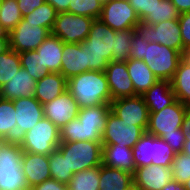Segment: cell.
Instances as JSON below:
<instances>
[{
  "label": "cell",
  "mask_w": 190,
  "mask_h": 190,
  "mask_svg": "<svg viewBox=\"0 0 190 190\" xmlns=\"http://www.w3.org/2000/svg\"><path fill=\"white\" fill-rule=\"evenodd\" d=\"M17 2L22 17H25L28 13L33 12L35 8L41 6L45 0H17Z\"/></svg>",
  "instance_id": "obj_46"
},
{
  "label": "cell",
  "mask_w": 190,
  "mask_h": 190,
  "mask_svg": "<svg viewBox=\"0 0 190 190\" xmlns=\"http://www.w3.org/2000/svg\"><path fill=\"white\" fill-rule=\"evenodd\" d=\"M18 142L23 152L49 156L61 143L60 129L52 121L43 117L33 128L23 134Z\"/></svg>",
  "instance_id": "obj_5"
},
{
  "label": "cell",
  "mask_w": 190,
  "mask_h": 190,
  "mask_svg": "<svg viewBox=\"0 0 190 190\" xmlns=\"http://www.w3.org/2000/svg\"><path fill=\"white\" fill-rule=\"evenodd\" d=\"M67 186L68 190H99V166L75 173Z\"/></svg>",
  "instance_id": "obj_31"
},
{
  "label": "cell",
  "mask_w": 190,
  "mask_h": 190,
  "mask_svg": "<svg viewBox=\"0 0 190 190\" xmlns=\"http://www.w3.org/2000/svg\"><path fill=\"white\" fill-rule=\"evenodd\" d=\"M19 57L21 67H23L36 81L49 73L42 66V60L36 50L19 53Z\"/></svg>",
  "instance_id": "obj_40"
},
{
  "label": "cell",
  "mask_w": 190,
  "mask_h": 190,
  "mask_svg": "<svg viewBox=\"0 0 190 190\" xmlns=\"http://www.w3.org/2000/svg\"><path fill=\"white\" fill-rule=\"evenodd\" d=\"M179 15L180 13L171 0H160L158 1L153 12L147 14L140 23L155 25L159 22L167 20H178Z\"/></svg>",
  "instance_id": "obj_32"
},
{
  "label": "cell",
  "mask_w": 190,
  "mask_h": 190,
  "mask_svg": "<svg viewBox=\"0 0 190 190\" xmlns=\"http://www.w3.org/2000/svg\"><path fill=\"white\" fill-rule=\"evenodd\" d=\"M186 190H190V178L184 183Z\"/></svg>",
  "instance_id": "obj_56"
},
{
  "label": "cell",
  "mask_w": 190,
  "mask_h": 190,
  "mask_svg": "<svg viewBox=\"0 0 190 190\" xmlns=\"http://www.w3.org/2000/svg\"><path fill=\"white\" fill-rule=\"evenodd\" d=\"M129 77L132 81L135 95H143L158 78L143 60L128 59L126 61Z\"/></svg>",
  "instance_id": "obj_25"
},
{
  "label": "cell",
  "mask_w": 190,
  "mask_h": 190,
  "mask_svg": "<svg viewBox=\"0 0 190 190\" xmlns=\"http://www.w3.org/2000/svg\"><path fill=\"white\" fill-rule=\"evenodd\" d=\"M9 32L0 23V39H8Z\"/></svg>",
  "instance_id": "obj_54"
},
{
  "label": "cell",
  "mask_w": 190,
  "mask_h": 190,
  "mask_svg": "<svg viewBox=\"0 0 190 190\" xmlns=\"http://www.w3.org/2000/svg\"><path fill=\"white\" fill-rule=\"evenodd\" d=\"M22 170L29 187L50 179L49 156L23 152Z\"/></svg>",
  "instance_id": "obj_20"
},
{
  "label": "cell",
  "mask_w": 190,
  "mask_h": 190,
  "mask_svg": "<svg viewBox=\"0 0 190 190\" xmlns=\"http://www.w3.org/2000/svg\"><path fill=\"white\" fill-rule=\"evenodd\" d=\"M135 168L150 166L152 162V134L145 132L132 148Z\"/></svg>",
  "instance_id": "obj_36"
},
{
  "label": "cell",
  "mask_w": 190,
  "mask_h": 190,
  "mask_svg": "<svg viewBox=\"0 0 190 190\" xmlns=\"http://www.w3.org/2000/svg\"><path fill=\"white\" fill-rule=\"evenodd\" d=\"M104 72L111 93V101L135 96V90L128 74L126 62L111 61Z\"/></svg>",
  "instance_id": "obj_16"
},
{
  "label": "cell",
  "mask_w": 190,
  "mask_h": 190,
  "mask_svg": "<svg viewBox=\"0 0 190 190\" xmlns=\"http://www.w3.org/2000/svg\"><path fill=\"white\" fill-rule=\"evenodd\" d=\"M172 179V168L159 165L138 167L133 173V183L141 190H161Z\"/></svg>",
  "instance_id": "obj_17"
},
{
  "label": "cell",
  "mask_w": 190,
  "mask_h": 190,
  "mask_svg": "<svg viewBox=\"0 0 190 190\" xmlns=\"http://www.w3.org/2000/svg\"><path fill=\"white\" fill-rule=\"evenodd\" d=\"M21 68L19 53L10 47L0 54V88Z\"/></svg>",
  "instance_id": "obj_34"
},
{
  "label": "cell",
  "mask_w": 190,
  "mask_h": 190,
  "mask_svg": "<svg viewBox=\"0 0 190 190\" xmlns=\"http://www.w3.org/2000/svg\"><path fill=\"white\" fill-rule=\"evenodd\" d=\"M9 48L8 39H0V54Z\"/></svg>",
  "instance_id": "obj_53"
},
{
  "label": "cell",
  "mask_w": 190,
  "mask_h": 190,
  "mask_svg": "<svg viewBox=\"0 0 190 190\" xmlns=\"http://www.w3.org/2000/svg\"><path fill=\"white\" fill-rule=\"evenodd\" d=\"M172 3L175 5L178 12L185 13L190 12V0H171Z\"/></svg>",
  "instance_id": "obj_49"
},
{
  "label": "cell",
  "mask_w": 190,
  "mask_h": 190,
  "mask_svg": "<svg viewBox=\"0 0 190 190\" xmlns=\"http://www.w3.org/2000/svg\"><path fill=\"white\" fill-rule=\"evenodd\" d=\"M171 168L173 180L184 184L190 178V156L176 153Z\"/></svg>",
  "instance_id": "obj_42"
},
{
  "label": "cell",
  "mask_w": 190,
  "mask_h": 190,
  "mask_svg": "<svg viewBox=\"0 0 190 190\" xmlns=\"http://www.w3.org/2000/svg\"><path fill=\"white\" fill-rule=\"evenodd\" d=\"M67 90L79 109L110 104L111 93L104 71H86L67 80Z\"/></svg>",
  "instance_id": "obj_2"
},
{
  "label": "cell",
  "mask_w": 190,
  "mask_h": 190,
  "mask_svg": "<svg viewBox=\"0 0 190 190\" xmlns=\"http://www.w3.org/2000/svg\"><path fill=\"white\" fill-rule=\"evenodd\" d=\"M23 150L18 141H0V190L27 187L22 170Z\"/></svg>",
  "instance_id": "obj_4"
},
{
  "label": "cell",
  "mask_w": 190,
  "mask_h": 190,
  "mask_svg": "<svg viewBox=\"0 0 190 190\" xmlns=\"http://www.w3.org/2000/svg\"><path fill=\"white\" fill-rule=\"evenodd\" d=\"M58 149L66 155L68 172L73 174L102 164L101 141L61 142Z\"/></svg>",
  "instance_id": "obj_6"
},
{
  "label": "cell",
  "mask_w": 190,
  "mask_h": 190,
  "mask_svg": "<svg viewBox=\"0 0 190 190\" xmlns=\"http://www.w3.org/2000/svg\"><path fill=\"white\" fill-rule=\"evenodd\" d=\"M171 88L176 99L183 104H190V55L184 56L171 79Z\"/></svg>",
  "instance_id": "obj_28"
},
{
  "label": "cell",
  "mask_w": 190,
  "mask_h": 190,
  "mask_svg": "<svg viewBox=\"0 0 190 190\" xmlns=\"http://www.w3.org/2000/svg\"><path fill=\"white\" fill-rule=\"evenodd\" d=\"M142 97L148 107L149 113L159 112L177 100L171 88V82L167 80H158Z\"/></svg>",
  "instance_id": "obj_22"
},
{
  "label": "cell",
  "mask_w": 190,
  "mask_h": 190,
  "mask_svg": "<svg viewBox=\"0 0 190 190\" xmlns=\"http://www.w3.org/2000/svg\"><path fill=\"white\" fill-rule=\"evenodd\" d=\"M16 118V141L44 117L43 105L35 98L13 100Z\"/></svg>",
  "instance_id": "obj_14"
},
{
  "label": "cell",
  "mask_w": 190,
  "mask_h": 190,
  "mask_svg": "<svg viewBox=\"0 0 190 190\" xmlns=\"http://www.w3.org/2000/svg\"><path fill=\"white\" fill-rule=\"evenodd\" d=\"M181 129L183 130L185 135H190V109L187 110L183 118Z\"/></svg>",
  "instance_id": "obj_51"
},
{
  "label": "cell",
  "mask_w": 190,
  "mask_h": 190,
  "mask_svg": "<svg viewBox=\"0 0 190 190\" xmlns=\"http://www.w3.org/2000/svg\"><path fill=\"white\" fill-rule=\"evenodd\" d=\"M188 109V105L176 100L159 112H150L146 132L160 138L164 134L177 133Z\"/></svg>",
  "instance_id": "obj_9"
},
{
  "label": "cell",
  "mask_w": 190,
  "mask_h": 190,
  "mask_svg": "<svg viewBox=\"0 0 190 190\" xmlns=\"http://www.w3.org/2000/svg\"><path fill=\"white\" fill-rule=\"evenodd\" d=\"M42 60V66L50 73H60L63 41L50 34L36 49Z\"/></svg>",
  "instance_id": "obj_24"
},
{
  "label": "cell",
  "mask_w": 190,
  "mask_h": 190,
  "mask_svg": "<svg viewBox=\"0 0 190 190\" xmlns=\"http://www.w3.org/2000/svg\"><path fill=\"white\" fill-rule=\"evenodd\" d=\"M158 1L160 0H129L130 5L134 8L140 21H142L147 14L153 12Z\"/></svg>",
  "instance_id": "obj_43"
},
{
  "label": "cell",
  "mask_w": 190,
  "mask_h": 190,
  "mask_svg": "<svg viewBox=\"0 0 190 190\" xmlns=\"http://www.w3.org/2000/svg\"><path fill=\"white\" fill-rule=\"evenodd\" d=\"M126 190H141L137 185L132 183Z\"/></svg>",
  "instance_id": "obj_55"
},
{
  "label": "cell",
  "mask_w": 190,
  "mask_h": 190,
  "mask_svg": "<svg viewBox=\"0 0 190 190\" xmlns=\"http://www.w3.org/2000/svg\"><path fill=\"white\" fill-rule=\"evenodd\" d=\"M136 28L115 31V51H112V61L126 62L130 59L131 40Z\"/></svg>",
  "instance_id": "obj_37"
},
{
  "label": "cell",
  "mask_w": 190,
  "mask_h": 190,
  "mask_svg": "<svg viewBox=\"0 0 190 190\" xmlns=\"http://www.w3.org/2000/svg\"><path fill=\"white\" fill-rule=\"evenodd\" d=\"M161 190H186V188L184 187V184L172 179Z\"/></svg>",
  "instance_id": "obj_50"
},
{
  "label": "cell",
  "mask_w": 190,
  "mask_h": 190,
  "mask_svg": "<svg viewBox=\"0 0 190 190\" xmlns=\"http://www.w3.org/2000/svg\"><path fill=\"white\" fill-rule=\"evenodd\" d=\"M15 113L13 101L0 97V141H16Z\"/></svg>",
  "instance_id": "obj_29"
},
{
  "label": "cell",
  "mask_w": 190,
  "mask_h": 190,
  "mask_svg": "<svg viewBox=\"0 0 190 190\" xmlns=\"http://www.w3.org/2000/svg\"><path fill=\"white\" fill-rule=\"evenodd\" d=\"M102 132L96 127L84 126L78 118L60 128L61 142L101 141Z\"/></svg>",
  "instance_id": "obj_27"
},
{
  "label": "cell",
  "mask_w": 190,
  "mask_h": 190,
  "mask_svg": "<svg viewBox=\"0 0 190 190\" xmlns=\"http://www.w3.org/2000/svg\"><path fill=\"white\" fill-rule=\"evenodd\" d=\"M45 2L54 7L57 13L68 12L70 0H45Z\"/></svg>",
  "instance_id": "obj_48"
},
{
  "label": "cell",
  "mask_w": 190,
  "mask_h": 190,
  "mask_svg": "<svg viewBox=\"0 0 190 190\" xmlns=\"http://www.w3.org/2000/svg\"><path fill=\"white\" fill-rule=\"evenodd\" d=\"M110 111V104L82 108L79 109L77 118L84 126L96 127L103 133Z\"/></svg>",
  "instance_id": "obj_30"
},
{
  "label": "cell",
  "mask_w": 190,
  "mask_h": 190,
  "mask_svg": "<svg viewBox=\"0 0 190 190\" xmlns=\"http://www.w3.org/2000/svg\"><path fill=\"white\" fill-rule=\"evenodd\" d=\"M37 81L21 67L19 71L0 88V97L6 100L32 98L35 95Z\"/></svg>",
  "instance_id": "obj_19"
},
{
  "label": "cell",
  "mask_w": 190,
  "mask_h": 190,
  "mask_svg": "<svg viewBox=\"0 0 190 190\" xmlns=\"http://www.w3.org/2000/svg\"><path fill=\"white\" fill-rule=\"evenodd\" d=\"M57 12L54 7L49 3L44 2L38 8H35L33 12L28 13L23 19L27 22H34L38 26L48 28L52 31L56 20Z\"/></svg>",
  "instance_id": "obj_38"
},
{
  "label": "cell",
  "mask_w": 190,
  "mask_h": 190,
  "mask_svg": "<svg viewBox=\"0 0 190 190\" xmlns=\"http://www.w3.org/2000/svg\"><path fill=\"white\" fill-rule=\"evenodd\" d=\"M49 167L52 179L66 185L69 184L70 179L74 174L68 172L66 155H63L58 148L49 155Z\"/></svg>",
  "instance_id": "obj_33"
},
{
  "label": "cell",
  "mask_w": 190,
  "mask_h": 190,
  "mask_svg": "<svg viewBox=\"0 0 190 190\" xmlns=\"http://www.w3.org/2000/svg\"><path fill=\"white\" fill-rule=\"evenodd\" d=\"M23 19L17 0H3L0 7V23L10 32Z\"/></svg>",
  "instance_id": "obj_39"
},
{
  "label": "cell",
  "mask_w": 190,
  "mask_h": 190,
  "mask_svg": "<svg viewBox=\"0 0 190 190\" xmlns=\"http://www.w3.org/2000/svg\"><path fill=\"white\" fill-rule=\"evenodd\" d=\"M31 188L32 190H68V186L66 184L60 183L52 178Z\"/></svg>",
  "instance_id": "obj_47"
},
{
  "label": "cell",
  "mask_w": 190,
  "mask_h": 190,
  "mask_svg": "<svg viewBox=\"0 0 190 190\" xmlns=\"http://www.w3.org/2000/svg\"><path fill=\"white\" fill-rule=\"evenodd\" d=\"M183 57L175 49L148 42L137 30L131 40L130 58L143 60L158 80L171 81Z\"/></svg>",
  "instance_id": "obj_1"
},
{
  "label": "cell",
  "mask_w": 190,
  "mask_h": 190,
  "mask_svg": "<svg viewBox=\"0 0 190 190\" xmlns=\"http://www.w3.org/2000/svg\"><path fill=\"white\" fill-rule=\"evenodd\" d=\"M17 190H32L31 187L27 186V187H24V188H20V189H17Z\"/></svg>",
  "instance_id": "obj_57"
},
{
  "label": "cell",
  "mask_w": 190,
  "mask_h": 190,
  "mask_svg": "<svg viewBox=\"0 0 190 190\" xmlns=\"http://www.w3.org/2000/svg\"><path fill=\"white\" fill-rule=\"evenodd\" d=\"M110 110L118 118L125 122L135 123L146 132L149 122V110L142 95L112 100Z\"/></svg>",
  "instance_id": "obj_13"
},
{
  "label": "cell",
  "mask_w": 190,
  "mask_h": 190,
  "mask_svg": "<svg viewBox=\"0 0 190 190\" xmlns=\"http://www.w3.org/2000/svg\"><path fill=\"white\" fill-rule=\"evenodd\" d=\"M145 131L135 123L125 122L111 111L108 113L102 144H119L133 148Z\"/></svg>",
  "instance_id": "obj_11"
},
{
  "label": "cell",
  "mask_w": 190,
  "mask_h": 190,
  "mask_svg": "<svg viewBox=\"0 0 190 190\" xmlns=\"http://www.w3.org/2000/svg\"><path fill=\"white\" fill-rule=\"evenodd\" d=\"M182 153L190 156V135H185V143Z\"/></svg>",
  "instance_id": "obj_52"
},
{
  "label": "cell",
  "mask_w": 190,
  "mask_h": 190,
  "mask_svg": "<svg viewBox=\"0 0 190 190\" xmlns=\"http://www.w3.org/2000/svg\"><path fill=\"white\" fill-rule=\"evenodd\" d=\"M82 44L85 46L88 71H105L112 61V51H115V31L100 18L94 19L89 34Z\"/></svg>",
  "instance_id": "obj_3"
},
{
  "label": "cell",
  "mask_w": 190,
  "mask_h": 190,
  "mask_svg": "<svg viewBox=\"0 0 190 190\" xmlns=\"http://www.w3.org/2000/svg\"><path fill=\"white\" fill-rule=\"evenodd\" d=\"M60 73L68 80L88 71L85 58V46L82 43H64Z\"/></svg>",
  "instance_id": "obj_18"
},
{
  "label": "cell",
  "mask_w": 190,
  "mask_h": 190,
  "mask_svg": "<svg viewBox=\"0 0 190 190\" xmlns=\"http://www.w3.org/2000/svg\"><path fill=\"white\" fill-rule=\"evenodd\" d=\"M94 18L69 12L57 13L51 34L64 43H82L88 36Z\"/></svg>",
  "instance_id": "obj_8"
},
{
  "label": "cell",
  "mask_w": 190,
  "mask_h": 190,
  "mask_svg": "<svg viewBox=\"0 0 190 190\" xmlns=\"http://www.w3.org/2000/svg\"><path fill=\"white\" fill-rule=\"evenodd\" d=\"M136 30L148 42H155L175 49L184 56L189 53L183 48L181 29L178 20H167L155 25L140 23Z\"/></svg>",
  "instance_id": "obj_7"
},
{
  "label": "cell",
  "mask_w": 190,
  "mask_h": 190,
  "mask_svg": "<svg viewBox=\"0 0 190 190\" xmlns=\"http://www.w3.org/2000/svg\"><path fill=\"white\" fill-rule=\"evenodd\" d=\"M100 19L114 31L133 29L141 22L130 2L122 0L103 3Z\"/></svg>",
  "instance_id": "obj_12"
},
{
  "label": "cell",
  "mask_w": 190,
  "mask_h": 190,
  "mask_svg": "<svg viewBox=\"0 0 190 190\" xmlns=\"http://www.w3.org/2000/svg\"><path fill=\"white\" fill-rule=\"evenodd\" d=\"M66 90L67 79L61 73L50 72L37 81L34 97L44 105Z\"/></svg>",
  "instance_id": "obj_23"
},
{
  "label": "cell",
  "mask_w": 190,
  "mask_h": 190,
  "mask_svg": "<svg viewBox=\"0 0 190 190\" xmlns=\"http://www.w3.org/2000/svg\"><path fill=\"white\" fill-rule=\"evenodd\" d=\"M44 117L59 129L78 116L79 107L71 93L66 90L52 101L43 105Z\"/></svg>",
  "instance_id": "obj_15"
},
{
  "label": "cell",
  "mask_w": 190,
  "mask_h": 190,
  "mask_svg": "<svg viewBox=\"0 0 190 190\" xmlns=\"http://www.w3.org/2000/svg\"><path fill=\"white\" fill-rule=\"evenodd\" d=\"M132 183V173L103 164L99 166V190H126Z\"/></svg>",
  "instance_id": "obj_26"
},
{
  "label": "cell",
  "mask_w": 190,
  "mask_h": 190,
  "mask_svg": "<svg viewBox=\"0 0 190 190\" xmlns=\"http://www.w3.org/2000/svg\"><path fill=\"white\" fill-rule=\"evenodd\" d=\"M178 23L181 29L183 48L190 54V12L181 13Z\"/></svg>",
  "instance_id": "obj_44"
},
{
  "label": "cell",
  "mask_w": 190,
  "mask_h": 190,
  "mask_svg": "<svg viewBox=\"0 0 190 190\" xmlns=\"http://www.w3.org/2000/svg\"><path fill=\"white\" fill-rule=\"evenodd\" d=\"M176 152L160 137L152 135L151 165L171 167Z\"/></svg>",
  "instance_id": "obj_35"
},
{
  "label": "cell",
  "mask_w": 190,
  "mask_h": 190,
  "mask_svg": "<svg viewBox=\"0 0 190 190\" xmlns=\"http://www.w3.org/2000/svg\"><path fill=\"white\" fill-rule=\"evenodd\" d=\"M176 153L183 150L185 143V134L181 128L177 129V133L164 134L161 137Z\"/></svg>",
  "instance_id": "obj_45"
},
{
  "label": "cell",
  "mask_w": 190,
  "mask_h": 190,
  "mask_svg": "<svg viewBox=\"0 0 190 190\" xmlns=\"http://www.w3.org/2000/svg\"><path fill=\"white\" fill-rule=\"evenodd\" d=\"M102 164L110 168L134 173L135 164L132 148L119 144H102Z\"/></svg>",
  "instance_id": "obj_21"
},
{
  "label": "cell",
  "mask_w": 190,
  "mask_h": 190,
  "mask_svg": "<svg viewBox=\"0 0 190 190\" xmlns=\"http://www.w3.org/2000/svg\"><path fill=\"white\" fill-rule=\"evenodd\" d=\"M50 34L51 31L48 28L22 19L9 32V47L18 53L36 50Z\"/></svg>",
  "instance_id": "obj_10"
},
{
  "label": "cell",
  "mask_w": 190,
  "mask_h": 190,
  "mask_svg": "<svg viewBox=\"0 0 190 190\" xmlns=\"http://www.w3.org/2000/svg\"><path fill=\"white\" fill-rule=\"evenodd\" d=\"M102 7L103 2L100 0H70L68 12L98 19L102 13Z\"/></svg>",
  "instance_id": "obj_41"
}]
</instances>
